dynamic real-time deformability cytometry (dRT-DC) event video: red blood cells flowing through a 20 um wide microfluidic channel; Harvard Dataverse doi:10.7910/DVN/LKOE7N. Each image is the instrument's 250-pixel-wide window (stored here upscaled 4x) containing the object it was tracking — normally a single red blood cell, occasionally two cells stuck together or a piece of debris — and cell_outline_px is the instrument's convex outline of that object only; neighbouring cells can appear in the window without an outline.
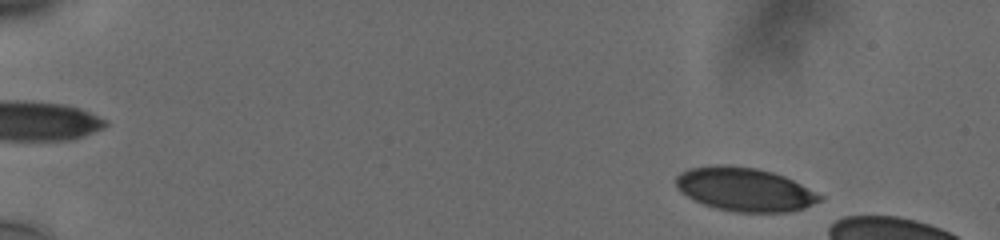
{"species": "human", "species_latin": "Homo sapiens", "temperature_condition": "cold", "stored_images_in_passage": 17, "camera_frame_rate_fps": 3000, "um_per_image_px": 0.085, "donor": {"sex": "male"}, "frame": {"image": 1, "passage_image": 5, "time_ms": 1.333, "image_size_px": [1000, 240], "cell_outline_px": [[824, 196], [820, 200], [804, 208], [788, 212], [736, 212], [716, 208], [704, 204], [688, 196], [676, 188], [676, 176], [680, 172], [688, 168], [716, 164], [728, 164], [756, 168], [772, 172], [784, 176]], "centroid_in_image_um": [63.27, 16.08], "position_along_channel_um": 21.7, "area_um2": 36.47}}